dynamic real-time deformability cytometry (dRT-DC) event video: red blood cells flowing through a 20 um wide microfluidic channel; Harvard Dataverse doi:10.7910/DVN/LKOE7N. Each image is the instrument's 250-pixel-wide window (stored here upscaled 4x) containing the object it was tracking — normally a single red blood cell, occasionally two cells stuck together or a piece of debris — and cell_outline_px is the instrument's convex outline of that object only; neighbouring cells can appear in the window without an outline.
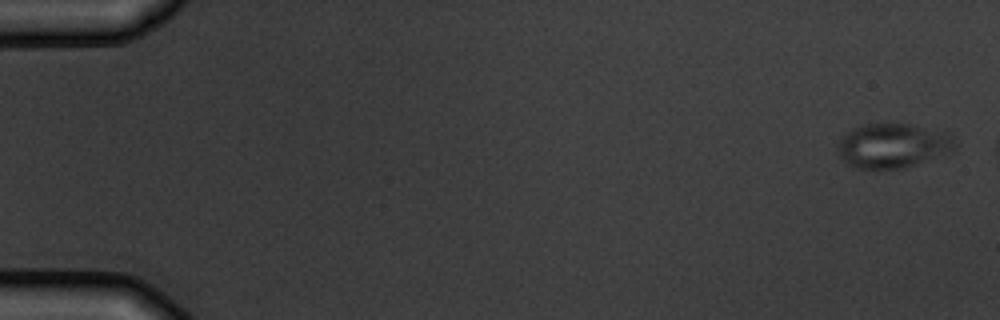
{"species": "common noctule bat (a hibernating species)", "species_latin": "Nyctalus noctula", "temperature_condition": "warm", "stored_images_in_passage": 4, "camera_frame_rate_fps": 3000, "um_per_image_px": 0.085, "animal": {"sex": "male", "body_mass_g": 19.5, "forearm_length_mm": 54.6}, "frame": {"image": 1, "passage_image": 1, "time_ms": 0.0, "image_size_px": [1000, 320], "cell_outline_px": [[956, 148], [952, 152], [944, 156], [904, 168], [856, 168], [848, 164], [840, 156], [840, 136], [852, 128], [860, 124], [912, 124], [948, 132], [956, 144]], "centroid_in_image_um": [75.95, 12.37], "position_along_channel_um": 9.1, "area_um2": 30.58}}